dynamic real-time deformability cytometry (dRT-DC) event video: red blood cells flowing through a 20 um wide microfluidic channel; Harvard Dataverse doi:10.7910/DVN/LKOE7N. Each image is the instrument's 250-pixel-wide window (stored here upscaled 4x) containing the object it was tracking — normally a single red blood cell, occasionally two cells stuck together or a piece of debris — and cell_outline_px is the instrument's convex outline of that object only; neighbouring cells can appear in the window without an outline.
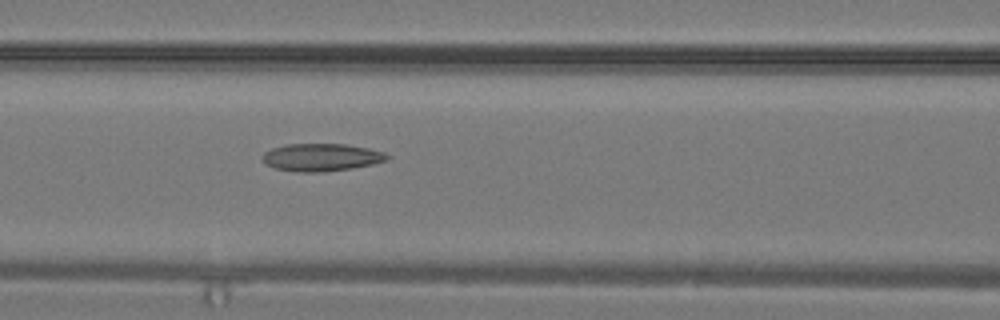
{"species": "common noctule bat (a hibernating species)", "species_latin": "Nyctalus noctula", "temperature_condition": "warm", "stored_images_in_passage": 16, "camera_frame_rate_fps": 3000, "um_per_image_px": 0.085, "animal": {"sex": "male", "body_mass_g": 19.2, "forearm_length_mm": 51.8}, "frame": {"image": 1, "passage_image": 14, "time_ms": 4.333, "image_size_px": [1000, 320], "cell_outline_px": [[392, 156], [388, 160], [372, 164], [352, 168], [324, 172], [296, 172], [276, 168], [264, 164], [264, 152], [272, 148], [284, 144], [344, 144], [368, 148], [384, 152]], "centroid_in_image_um": [27.34, 13.37], "position_along_channel_um": 139.3, "area_um2": 20.11}}
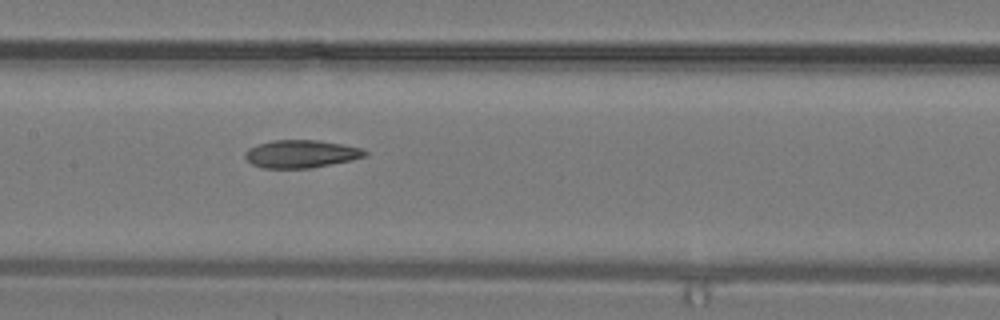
{"frame": {"image": 2, "passage_image": 16, "time_ms": 5.0, "image_size_px": [1000, 320], "cell_outline_px": [[368, 156], [352, 160], [312, 168], [260, 168], [252, 164], [244, 156], [244, 152], [248, 148], [256, 144], [272, 140], [320, 140], [360, 148], [368, 152]], "centroid_in_image_um": [25.57, 13.08], "position_along_channel_um": 181.8, "area_um2": 19.59}}